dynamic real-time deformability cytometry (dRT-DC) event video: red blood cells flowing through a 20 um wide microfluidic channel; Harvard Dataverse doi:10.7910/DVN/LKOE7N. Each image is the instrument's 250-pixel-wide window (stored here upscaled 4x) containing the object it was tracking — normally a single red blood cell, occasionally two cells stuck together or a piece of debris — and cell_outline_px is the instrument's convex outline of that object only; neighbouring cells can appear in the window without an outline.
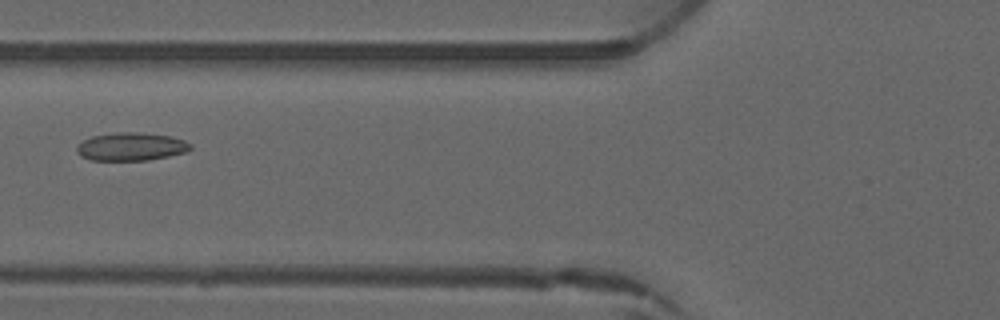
{"species": "common noctule bat (a hibernating species)", "species_latin": "Nyctalus noctula", "temperature_condition": "warm", "stored_images_in_passage": 4, "camera_frame_rate_fps": 3000, "um_per_image_px": 0.085, "animal": {"sex": "male", "forearm_length_mm": 52.5}, "frame": {"image": 1, "passage_image": 4, "time_ms": 3.333, "image_size_px": [1000, 320], "cell_outline_px": [[192, 148], [188, 152], [148, 160], [88, 160], [80, 156], [76, 152], [76, 148], [84, 140], [92, 136], [116, 132], [140, 132], [172, 136], [184, 140], [192, 144]], "centroid_in_image_um": [11.17, 12.46], "position_along_channel_um": 114.6, "area_um2": 18.79}}